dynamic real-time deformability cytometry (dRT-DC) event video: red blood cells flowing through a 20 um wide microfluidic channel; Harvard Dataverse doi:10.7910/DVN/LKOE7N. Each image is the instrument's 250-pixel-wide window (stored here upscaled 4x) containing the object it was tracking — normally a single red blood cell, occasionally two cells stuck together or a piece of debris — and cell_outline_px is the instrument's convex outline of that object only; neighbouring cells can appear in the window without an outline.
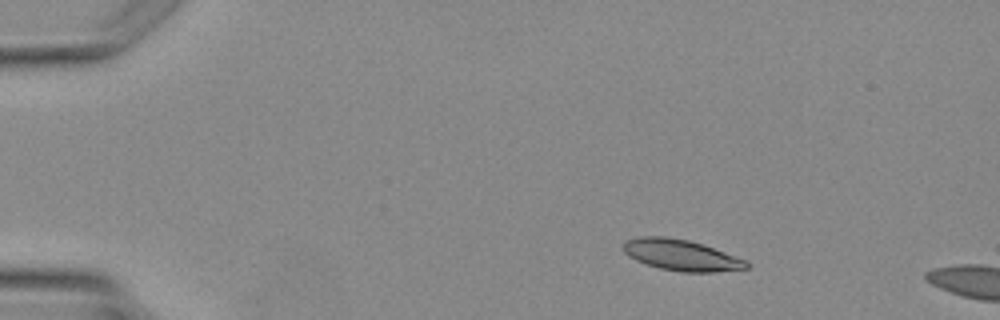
{"species": "Egyptian fruit bat (a non-hibernating species)", "species_latin": "Rousettus aegyptiacus", "temperature_condition": "warm", "stored_images_in_passage": 2, "camera_frame_rate_fps": 3000, "um_per_image_px": 0.085, "animal": {"sex": "female"}, "frame": {"image": 1, "passage_image": 1, "time_ms": 0.0, "image_size_px": [1000, 320], "cell_outline_px": [[752, 264], [748, 268], [716, 272], [680, 272], [660, 268], [636, 260], [628, 256], [624, 252], [620, 244], [624, 240], [640, 236], [664, 236], [688, 240], [704, 244], [748, 260]], "centroid_in_image_um": [57.91, 21.67], "position_along_channel_um": 27.1, "area_um2": 22.72}}